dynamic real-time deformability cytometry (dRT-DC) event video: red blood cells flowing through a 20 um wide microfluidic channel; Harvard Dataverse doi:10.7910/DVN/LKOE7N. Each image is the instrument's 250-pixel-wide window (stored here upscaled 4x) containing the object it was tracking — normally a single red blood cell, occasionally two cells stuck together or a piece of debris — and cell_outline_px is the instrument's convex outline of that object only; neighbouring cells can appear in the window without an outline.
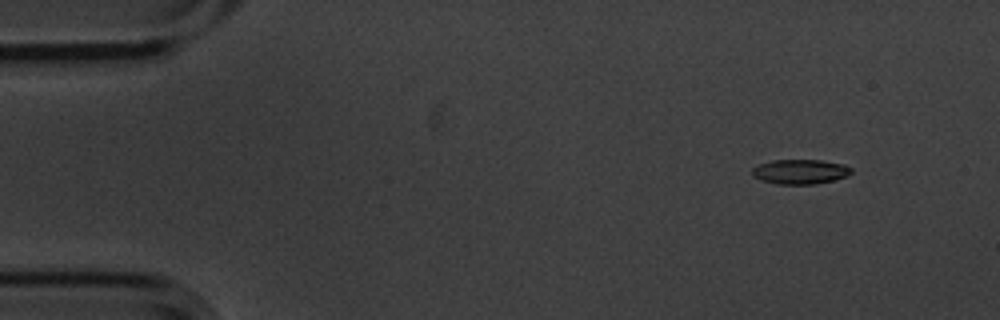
{"species": "common noctule bat (a hibernating species)", "species_latin": "Nyctalus noctula", "temperature_condition": "cold", "stored_images_in_passage": 5, "camera_frame_rate_fps": 3000, "um_per_image_px": 0.085, "animal": {"sex": "male", "body_mass_g": 20.1, "forearm_length_mm": 53.5}, "frame": {"image": 1, "passage_image": 2, "time_ms": 0.333, "image_size_px": [1000, 320], "cell_outline_px": [[852, 172], [848, 176], [816, 184], [776, 184], [760, 180], [752, 176], [752, 168], [760, 164], [772, 160], [820, 160], [844, 164], [852, 168]], "centroid_in_image_um": [68.01, 14.59], "position_along_channel_um": 17.0, "area_um2": 14.33}}
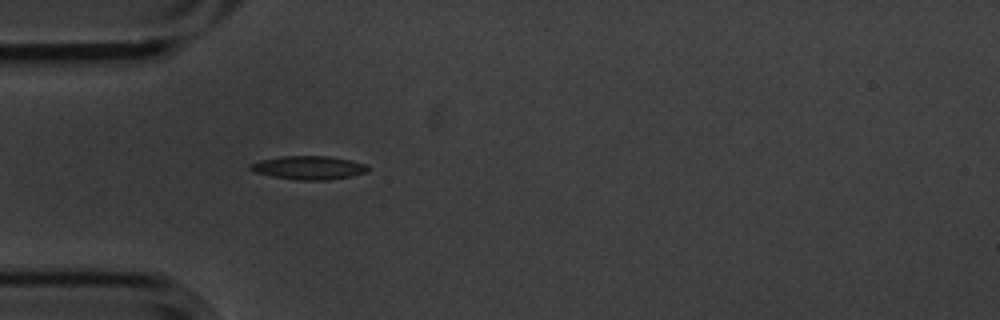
{"frame": {"image": 2, "passage_image": 5, "time_ms": 1.333, "image_size_px": [1000, 320], "cell_outline_px": [[368, 172], [352, 176], [328, 180], [300, 180], [272, 176], [252, 172], [248, 168], [248, 164], [260, 160], [280, 156], [328, 156], [352, 160], [368, 164]], "centroid_in_image_um": [26.23, 14.25], "position_along_channel_um": 58.8, "area_um2": 16.36}}